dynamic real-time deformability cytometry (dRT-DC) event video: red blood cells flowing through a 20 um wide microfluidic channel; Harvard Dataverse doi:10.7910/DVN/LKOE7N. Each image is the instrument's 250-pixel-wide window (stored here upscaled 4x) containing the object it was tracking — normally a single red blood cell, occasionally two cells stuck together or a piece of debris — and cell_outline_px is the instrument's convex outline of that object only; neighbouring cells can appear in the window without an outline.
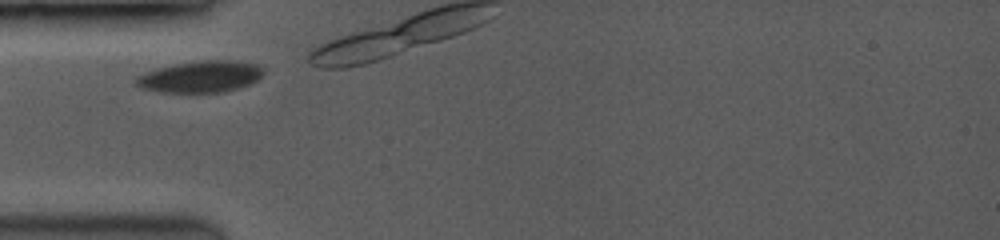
{"species": "common noctule bat (a hibernating species)", "species_latin": "Nyctalus noctula", "temperature_condition": "room temperature", "stored_images_in_passage": 5, "camera_frame_rate_fps": 3500, "um_per_image_px": 0.085, "animal": {"sex": "female", "body_mass_g": 19.0, "forearm_length_mm": 53.3}, "frame": {"image": 1, "passage_image": 1, "time_ms": 0.0, "image_size_px": [1000, 240], "cell_outline_px": [[264, 72], [256, 80], [248, 84], [236, 88], [220, 92], [164, 92], [144, 88], [136, 84], [136, 76], [144, 72], [156, 68], [196, 60], [236, 60], [256, 64], [264, 68]], "centroid_in_image_um": [17.05, 6.49], "position_along_channel_um": 68.0, "area_um2": 23.24}}